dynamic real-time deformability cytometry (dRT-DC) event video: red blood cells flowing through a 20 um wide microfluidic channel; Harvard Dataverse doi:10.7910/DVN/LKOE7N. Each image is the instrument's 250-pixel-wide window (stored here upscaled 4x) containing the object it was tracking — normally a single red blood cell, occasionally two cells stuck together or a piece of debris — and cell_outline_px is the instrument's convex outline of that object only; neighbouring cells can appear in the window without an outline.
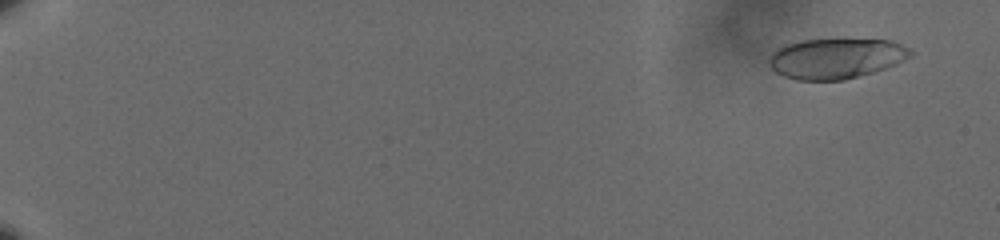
{"species": "human", "species_latin": "Homo sapiens", "temperature_condition": "cold", "stored_images_in_passage": 19, "camera_frame_rate_fps": 3000, "um_per_image_px": 0.085, "donor": {"sex": "male"}, "frame": {"image": 1, "passage_image": 2, "time_ms": 0.333, "image_size_px": [1000, 240], "cell_outline_px": [[912, 56], [896, 64], [872, 72], [844, 80], [796, 80], [784, 76], [776, 72], [768, 64], [768, 60], [772, 52], [776, 48], [784, 44], [800, 40], [836, 36], [892, 40], [908, 48], [912, 52]], "centroid_in_image_um": [71.04, 4.9], "position_along_channel_um": 14.0, "area_um2": 34.45}}
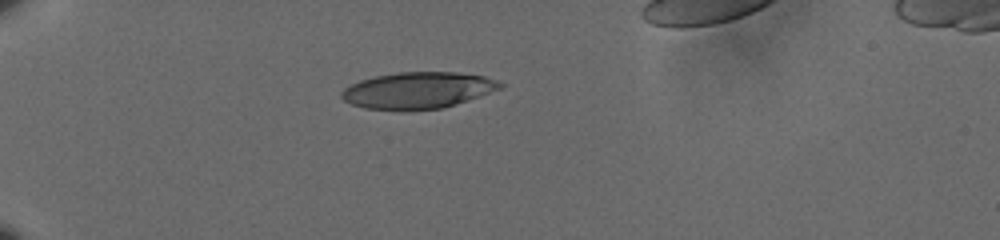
{"frame": {"image": 2, "passage_image": 12, "time_ms": 3.667, "image_size_px": [1000, 240], "cell_outline_px": [[504, 84], [500, 88], [456, 104], [440, 108], [364, 108], [352, 104], [344, 100], [340, 96], [340, 92], [344, 88], [360, 80], [376, 76], [400, 72], [456, 72], [484, 76], [496, 80]], "centroid_in_image_um": [35.51, 7.64], "position_along_channel_um": 49.5, "area_um2": 32.71}}
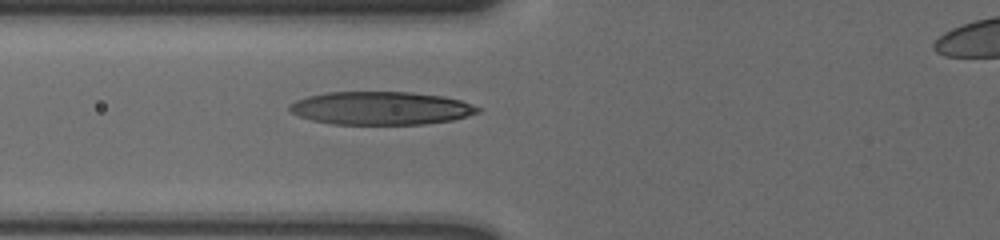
{"frame": {"image": 3, "passage_image": 19, "time_ms": 6.0, "image_size_px": [1000, 240], "cell_outline_px": [[480, 112], [452, 120], [424, 124], [332, 124], [312, 120], [300, 116], [292, 112], [288, 108], [288, 104], [296, 100], [308, 96], [328, 92], [412, 92], [444, 96], [460, 100], [480, 108]], "centroid_in_image_um": [32.37, 9.19], "position_along_channel_um": 93.4, "area_um2": 36.3}}